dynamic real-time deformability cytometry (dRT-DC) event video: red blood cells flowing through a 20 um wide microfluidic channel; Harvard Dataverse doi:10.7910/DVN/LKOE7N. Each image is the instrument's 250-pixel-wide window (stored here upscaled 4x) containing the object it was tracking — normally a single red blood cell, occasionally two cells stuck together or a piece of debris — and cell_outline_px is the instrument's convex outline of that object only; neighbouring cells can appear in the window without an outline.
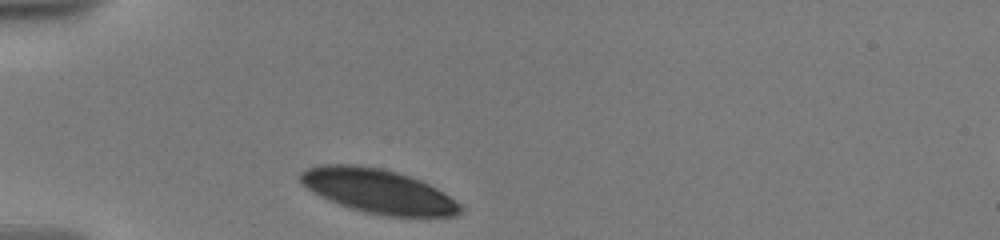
{"species": "human", "species_latin": "Homo sapiens", "temperature_condition": "warm", "stored_images_in_passage": 10, "camera_frame_rate_fps": 3000, "um_per_image_px": 0.085, "donor": {"sex": "male"}, "frame": {"image": 1, "passage_image": 1, "time_ms": 0.0, "image_size_px": [1000, 240], "cell_outline_px": [[460, 212], [456, 216], [388, 216], [364, 212], [328, 200], [312, 192], [296, 176], [300, 172], [308, 168], [320, 164], [356, 164], [380, 168], [396, 172], [420, 180], [436, 188], [460, 204]], "centroid_in_image_um": [32.09, 16.23], "position_along_channel_um": 52.9, "area_um2": 40.81}}
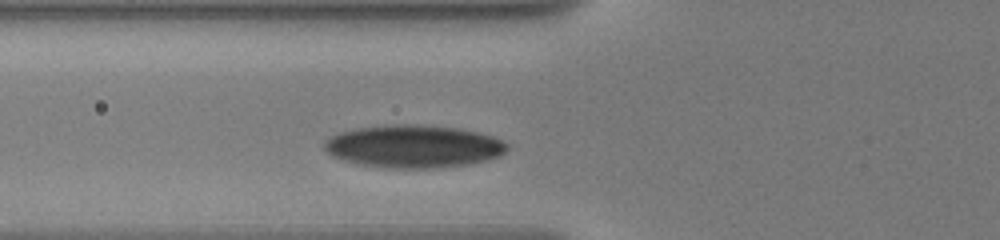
{"frame": {"image": 2, "passage_image": 8, "time_ms": 1.667, "image_size_px": [1000, 240], "cell_outline_px": [[508, 148], [500, 156], [488, 160], [468, 164], [440, 168], [392, 168], [356, 164], [332, 156], [324, 148], [324, 140], [340, 132], [356, 128], [384, 124], [416, 124], [460, 128], [492, 136], [508, 144]], "centroid_in_image_um": [35.14, 12.44], "position_along_channel_um": 90.7, "area_um2": 45.78}}